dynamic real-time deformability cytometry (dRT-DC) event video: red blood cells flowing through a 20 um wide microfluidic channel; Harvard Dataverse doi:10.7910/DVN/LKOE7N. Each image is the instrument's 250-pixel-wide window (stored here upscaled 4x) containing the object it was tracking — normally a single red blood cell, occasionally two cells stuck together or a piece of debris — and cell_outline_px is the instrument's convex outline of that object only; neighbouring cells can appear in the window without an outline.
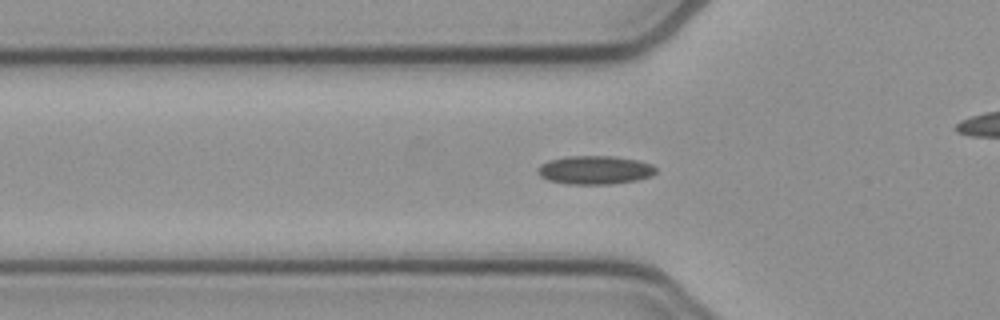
{"species": "common noctule bat (a hibernating species)", "species_latin": "Nyctalus noctula", "temperature_condition": "cold", "stored_images_in_passage": 53, "camera_frame_rate_fps": 3000, "um_per_image_px": 0.085, "animal": {"sex": "female", "body_mass_g": 21.9}, "frame": {"image": 1, "passage_image": 17, "time_ms": 5.333, "image_size_px": [1000, 320], "cell_outline_px": [[656, 172], [652, 176], [636, 180], [612, 184], [568, 184], [548, 180], [540, 176], [536, 172], [536, 168], [540, 164], [548, 160], [568, 156], [612, 156], [636, 160], [652, 164], [656, 168]], "centroid_in_image_um": [50.53, 14.45], "position_along_channel_um": 75.3, "area_um2": 19.77}}
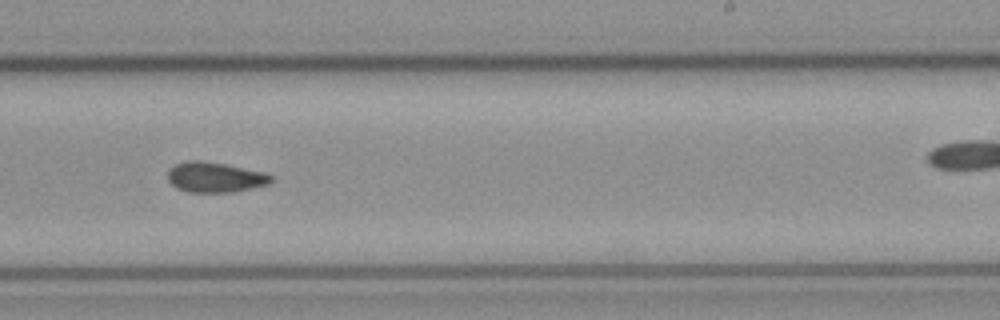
{"frame": {"image": 2, "passage_image": 32, "time_ms": 10.333, "image_size_px": [1000, 320], "cell_outline_px": [[272, 180], [268, 184], [252, 188], [232, 192], [188, 192], [176, 188], [168, 180], [168, 168], [176, 164], [188, 160], [200, 160], [224, 164], [264, 172], [272, 176]], "centroid_in_image_um": [18.24, 15.06], "position_along_channel_um": 270.8, "area_um2": 18.15}}
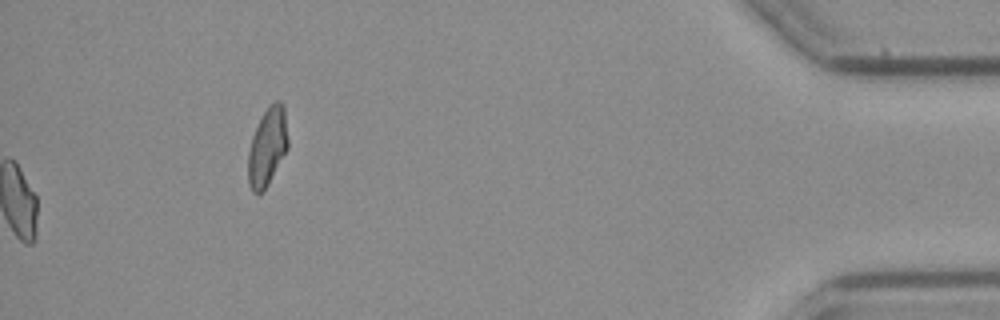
{"frame": {"image": 3, "passage_image": 53, "time_ms": 17.333, "image_size_px": [1000, 320], "cell_outline_px": [[288, 148], [268, 184], [260, 192], [252, 192], [248, 184], [248, 152], [252, 136], [268, 104], [276, 100], [280, 100], [284, 104], [288, 136]], "centroid_in_image_um": [22.74, 12.43], "position_along_channel_um": 412.5, "area_um2": 18.15}, "authors_computed_cell_mechanics": {"area_um2": 18.1492, "velocity_mm_per_s": 3.8882, "shape_relaxation_time_tau1_ms": null, "shape_relaxation_time_tau2_ms": 5.6518, "deformation_change_tau1": null, "deformation_change_tau2": 0.1039}}